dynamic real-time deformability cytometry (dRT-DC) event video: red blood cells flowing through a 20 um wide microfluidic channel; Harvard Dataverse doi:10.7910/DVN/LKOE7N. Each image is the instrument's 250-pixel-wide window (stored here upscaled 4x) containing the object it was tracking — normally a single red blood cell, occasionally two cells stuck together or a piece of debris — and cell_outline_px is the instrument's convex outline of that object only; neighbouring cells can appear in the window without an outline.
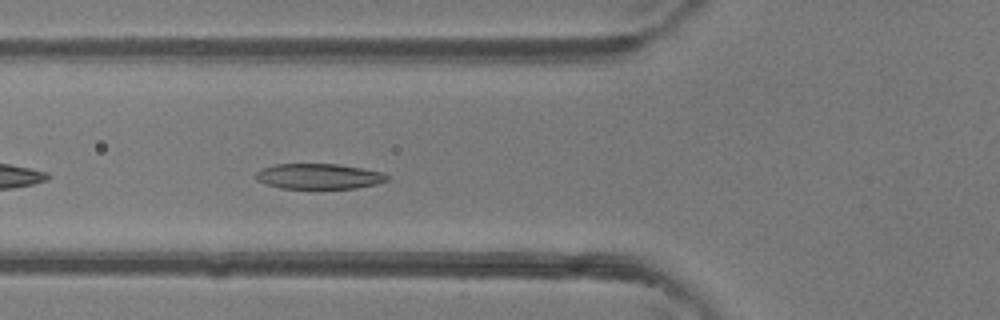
{"species": "common noctule bat (a hibernating species)", "species_latin": "Nyctalus noctula", "temperature_condition": "room temperature", "stored_images_in_passage": 35, "camera_frame_rate_fps": 3000, "um_per_image_px": 0.085, "animal": {"sex": "female"}, "frame": {"image": 1, "passage_image": 5, "time_ms": 1.333, "image_size_px": [1000, 320], "cell_outline_px": [[392, 176], [388, 180], [376, 184], [356, 188], [280, 188], [256, 180], [256, 172], [260, 168], [276, 164], [336, 164], [384, 172]], "centroid_in_image_um": [27.13, 14.98], "position_along_channel_um": 98.7, "area_um2": 19.42}}
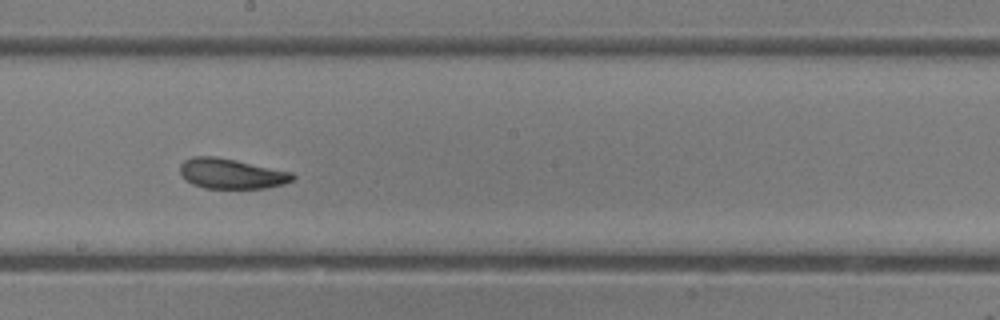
{"frame": {"image": 2, "passage_image": 14, "time_ms": 4.333, "image_size_px": [1000, 320], "cell_outline_px": [[296, 176], [292, 180], [284, 184], [268, 188], [204, 188], [192, 184], [184, 180], [180, 176], [180, 164], [184, 160], [192, 156], [212, 156], [236, 160], [292, 172]], "centroid_in_image_um": [19.63, 14.76], "position_along_channel_um": 228.6, "area_um2": 19.94}}
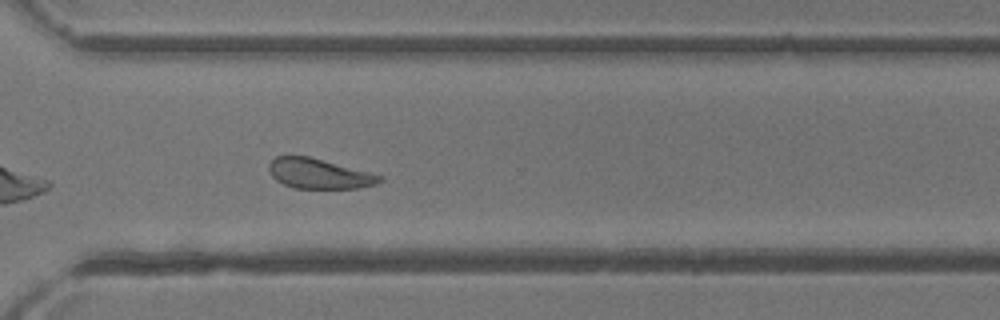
{"frame": {"image": 3, "passage_image": 22, "time_ms": 7.0, "image_size_px": [1000, 320], "cell_outline_px": [[384, 180], [376, 184], [356, 188], [296, 188], [284, 184], [276, 180], [272, 176], [268, 168], [268, 164], [276, 156], [308, 156], [372, 172], [384, 176]], "centroid_in_image_um": [27.15, 14.76], "position_along_channel_um": 343.4, "area_um2": 19.42}, "authors_computed_cell_mechanics": {"area_um2": 20.23, "velocity_mm_per_s": 4.316, "shape_relaxation_time_tau1_ms": 2.547, "shape_relaxation_time_tau2_ms": 1.6813, "deformation_change_tau1": 0.1107, "deformation_change_tau2": 0.0703}}